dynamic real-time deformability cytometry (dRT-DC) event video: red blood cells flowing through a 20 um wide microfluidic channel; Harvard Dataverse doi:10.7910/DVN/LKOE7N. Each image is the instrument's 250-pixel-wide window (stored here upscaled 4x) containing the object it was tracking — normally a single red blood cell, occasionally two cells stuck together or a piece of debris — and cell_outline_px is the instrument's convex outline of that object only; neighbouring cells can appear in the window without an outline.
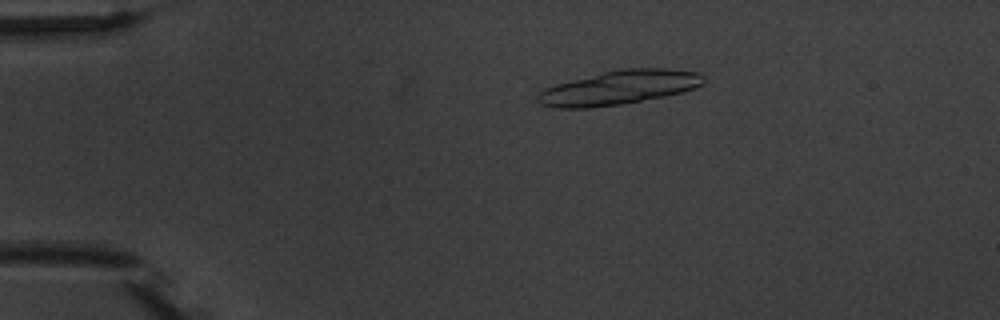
{"species": "common noctule bat (a hibernating species)", "species_latin": "Nyctalus noctula", "temperature_condition": "warm", "stored_images_in_passage": 7, "camera_frame_rate_fps": 3000, "um_per_image_px": 0.085, "animal": {"sex": "male", "body_mass_g": 20.1, "forearm_length_mm": 53.5}, "frame": {"image": 1, "passage_image": 2, "time_ms": 1.333, "image_size_px": [1000, 320], "cell_outline_px": [[704, 84], [680, 92], [664, 96], [620, 104], [588, 108], [556, 108], [540, 104], [536, 100], [536, 96], [544, 88], [556, 84], [600, 72], [624, 68], [668, 68], [700, 72], [704, 76]], "centroid_in_image_um": [52.6, 7.43], "position_along_channel_um": 32.4, "area_um2": 32.95}}